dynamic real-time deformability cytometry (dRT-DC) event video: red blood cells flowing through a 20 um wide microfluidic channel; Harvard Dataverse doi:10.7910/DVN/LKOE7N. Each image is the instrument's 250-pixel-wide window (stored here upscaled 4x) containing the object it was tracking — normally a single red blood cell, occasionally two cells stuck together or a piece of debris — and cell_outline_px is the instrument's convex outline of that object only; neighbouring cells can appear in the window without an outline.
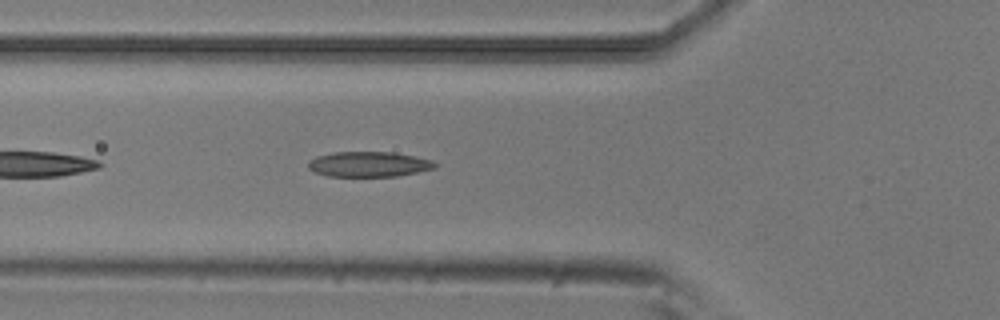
{"species": "common noctule bat (a hibernating species)", "species_latin": "Nyctalus noctula", "temperature_condition": "room temperature", "stored_images_in_passage": 36, "camera_frame_rate_fps": 3000, "um_per_image_px": 0.085, "animal": {"sex": "male", "body_mass_g": 20.5, "forearm_length_mm": 52.5}, "frame": {"image": 1, "passage_image": 3, "time_ms": 0.667, "image_size_px": [1000, 320], "cell_outline_px": [[440, 164], [436, 168], [396, 176], [328, 176], [316, 172], [308, 168], [308, 160], [316, 156], [336, 152], [392, 152], [416, 156], [432, 160]], "centroid_in_image_um": [31.38, 13.95], "position_along_channel_um": 94.4, "area_um2": 18.67}}
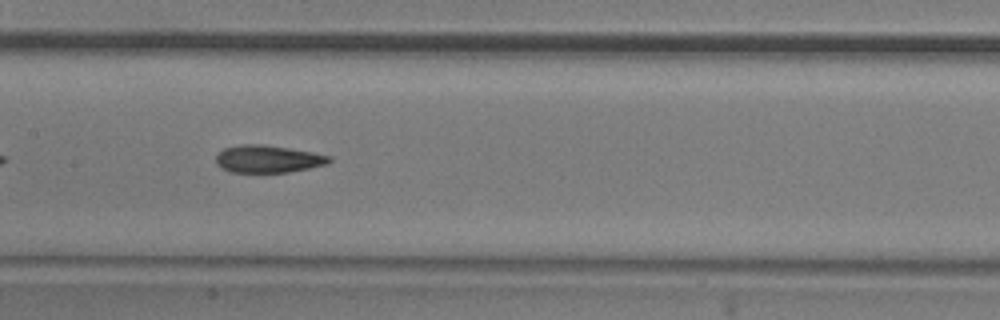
{"frame": {"image": 2, "passage_image": 10, "time_ms": 3.0, "image_size_px": [1000, 320], "cell_outline_px": [[332, 160], [328, 164], [288, 172], [232, 172], [220, 168], [216, 164], [216, 156], [224, 148], [240, 144], [260, 144], [288, 148], [312, 152], [332, 156]], "centroid_in_image_um": [22.77, 13.51], "position_along_channel_um": 184.6, "area_um2": 18.09}}
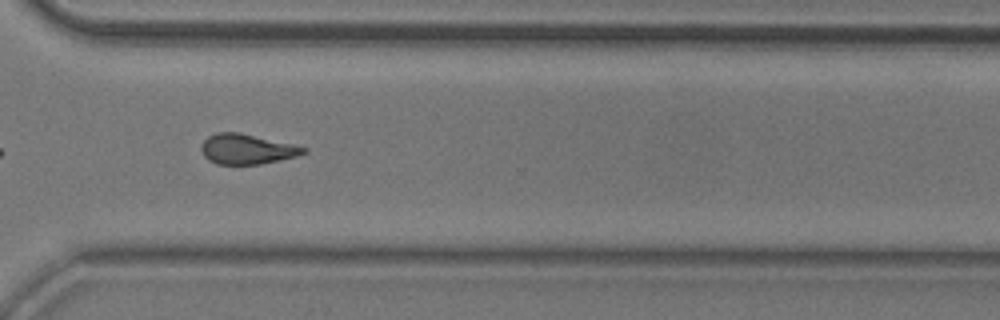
{"frame": {"image": 3, "passage_image": 23, "time_ms": 7.333, "image_size_px": [1000, 320], "cell_outline_px": [[308, 152], [296, 156], [260, 164], [216, 164], [208, 160], [204, 156], [200, 148], [200, 144], [208, 136], [216, 132], [240, 132], [292, 144], [308, 148]], "centroid_in_image_um": [20.95, 12.66], "position_along_channel_um": 349.6, "area_um2": 17.98}}